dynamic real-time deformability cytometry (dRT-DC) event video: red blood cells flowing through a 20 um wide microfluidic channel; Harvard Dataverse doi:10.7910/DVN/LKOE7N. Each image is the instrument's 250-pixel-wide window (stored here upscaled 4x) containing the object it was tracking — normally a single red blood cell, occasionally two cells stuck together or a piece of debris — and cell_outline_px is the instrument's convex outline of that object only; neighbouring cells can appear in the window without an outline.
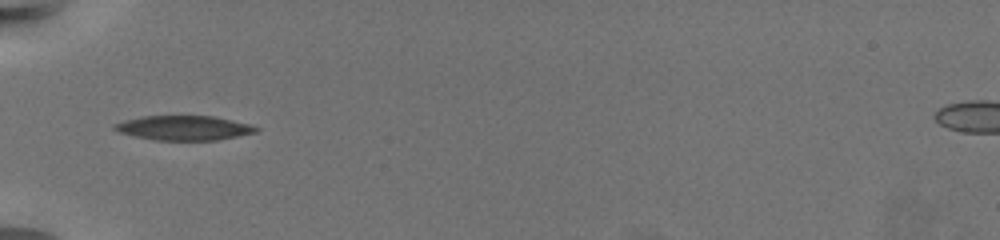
{"species": "common noctule bat (a hibernating species)", "species_latin": "Nyctalus noctula", "temperature_condition": "warm", "stored_images_in_passage": 8, "camera_frame_rate_fps": 3000, "um_per_image_px": 0.085, "animal": {"sex": "female", "body_mass_g": 19.5, "forearm_length_mm": 54.1}, "frame": {"image": 1, "passage_image": 1, "time_ms": 0.0, "image_size_px": [1000, 240], "cell_outline_px": [[260, 128], [256, 132], [216, 140], [156, 140], [132, 136], [116, 132], [112, 128], [112, 124], [124, 120], [140, 116], [212, 116], [248, 124]], "centroid_in_image_um": [15.52, 10.87], "position_along_channel_um": 69.5, "area_um2": 20.23}}